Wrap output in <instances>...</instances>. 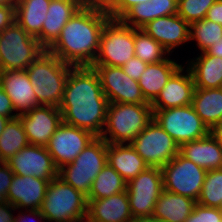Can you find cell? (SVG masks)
Returning <instances> with one entry per match:
<instances>
[{
	"mask_svg": "<svg viewBox=\"0 0 222 222\" xmlns=\"http://www.w3.org/2000/svg\"><path fill=\"white\" fill-rule=\"evenodd\" d=\"M185 222H222V213L219 208L206 207L196 203Z\"/></svg>",
	"mask_w": 222,
	"mask_h": 222,
	"instance_id": "cell-37",
	"label": "cell"
},
{
	"mask_svg": "<svg viewBox=\"0 0 222 222\" xmlns=\"http://www.w3.org/2000/svg\"><path fill=\"white\" fill-rule=\"evenodd\" d=\"M161 171L164 190L198 201L207 170L178 153Z\"/></svg>",
	"mask_w": 222,
	"mask_h": 222,
	"instance_id": "cell-10",
	"label": "cell"
},
{
	"mask_svg": "<svg viewBox=\"0 0 222 222\" xmlns=\"http://www.w3.org/2000/svg\"><path fill=\"white\" fill-rule=\"evenodd\" d=\"M107 163L127 183L149 167L131 144L107 143Z\"/></svg>",
	"mask_w": 222,
	"mask_h": 222,
	"instance_id": "cell-24",
	"label": "cell"
},
{
	"mask_svg": "<svg viewBox=\"0 0 222 222\" xmlns=\"http://www.w3.org/2000/svg\"><path fill=\"white\" fill-rule=\"evenodd\" d=\"M51 0H17L15 19L28 34L37 37L42 31Z\"/></svg>",
	"mask_w": 222,
	"mask_h": 222,
	"instance_id": "cell-30",
	"label": "cell"
},
{
	"mask_svg": "<svg viewBox=\"0 0 222 222\" xmlns=\"http://www.w3.org/2000/svg\"><path fill=\"white\" fill-rule=\"evenodd\" d=\"M147 1L150 0H112L107 6L106 11L110 18L120 19L131 7Z\"/></svg>",
	"mask_w": 222,
	"mask_h": 222,
	"instance_id": "cell-38",
	"label": "cell"
},
{
	"mask_svg": "<svg viewBox=\"0 0 222 222\" xmlns=\"http://www.w3.org/2000/svg\"><path fill=\"white\" fill-rule=\"evenodd\" d=\"M182 66L170 59V56L157 63H150L142 73L138 83L143 97L148 103H152L159 95L170 77Z\"/></svg>",
	"mask_w": 222,
	"mask_h": 222,
	"instance_id": "cell-25",
	"label": "cell"
},
{
	"mask_svg": "<svg viewBox=\"0 0 222 222\" xmlns=\"http://www.w3.org/2000/svg\"><path fill=\"white\" fill-rule=\"evenodd\" d=\"M14 173L6 162H0V204L7 201V194L12 182Z\"/></svg>",
	"mask_w": 222,
	"mask_h": 222,
	"instance_id": "cell-39",
	"label": "cell"
},
{
	"mask_svg": "<svg viewBox=\"0 0 222 222\" xmlns=\"http://www.w3.org/2000/svg\"><path fill=\"white\" fill-rule=\"evenodd\" d=\"M135 56L148 64L166 60L169 52L144 30L134 28Z\"/></svg>",
	"mask_w": 222,
	"mask_h": 222,
	"instance_id": "cell-33",
	"label": "cell"
},
{
	"mask_svg": "<svg viewBox=\"0 0 222 222\" xmlns=\"http://www.w3.org/2000/svg\"><path fill=\"white\" fill-rule=\"evenodd\" d=\"M178 14V0H150L131 7L120 19L127 25L141 29L149 21Z\"/></svg>",
	"mask_w": 222,
	"mask_h": 222,
	"instance_id": "cell-26",
	"label": "cell"
},
{
	"mask_svg": "<svg viewBox=\"0 0 222 222\" xmlns=\"http://www.w3.org/2000/svg\"><path fill=\"white\" fill-rule=\"evenodd\" d=\"M147 65L148 63L143 62L141 59H138L136 56H134L128 62H126L121 68L132 79H134L135 81H139Z\"/></svg>",
	"mask_w": 222,
	"mask_h": 222,
	"instance_id": "cell-40",
	"label": "cell"
},
{
	"mask_svg": "<svg viewBox=\"0 0 222 222\" xmlns=\"http://www.w3.org/2000/svg\"><path fill=\"white\" fill-rule=\"evenodd\" d=\"M130 222H162L157 217L151 216H141V217H134Z\"/></svg>",
	"mask_w": 222,
	"mask_h": 222,
	"instance_id": "cell-49",
	"label": "cell"
},
{
	"mask_svg": "<svg viewBox=\"0 0 222 222\" xmlns=\"http://www.w3.org/2000/svg\"><path fill=\"white\" fill-rule=\"evenodd\" d=\"M46 49L18 23L0 31V72L26 70Z\"/></svg>",
	"mask_w": 222,
	"mask_h": 222,
	"instance_id": "cell-7",
	"label": "cell"
},
{
	"mask_svg": "<svg viewBox=\"0 0 222 222\" xmlns=\"http://www.w3.org/2000/svg\"><path fill=\"white\" fill-rule=\"evenodd\" d=\"M15 21V7L0 5V31L5 30Z\"/></svg>",
	"mask_w": 222,
	"mask_h": 222,
	"instance_id": "cell-42",
	"label": "cell"
},
{
	"mask_svg": "<svg viewBox=\"0 0 222 222\" xmlns=\"http://www.w3.org/2000/svg\"><path fill=\"white\" fill-rule=\"evenodd\" d=\"M205 18L222 25V0L215 1V3L208 9Z\"/></svg>",
	"mask_w": 222,
	"mask_h": 222,
	"instance_id": "cell-43",
	"label": "cell"
},
{
	"mask_svg": "<svg viewBox=\"0 0 222 222\" xmlns=\"http://www.w3.org/2000/svg\"><path fill=\"white\" fill-rule=\"evenodd\" d=\"M49 181L34 176L14 174L7 194V201L18 210L40 209Z\"/></svg>",
	"mask_w": 222,
	"mask_h": 222,
	"instance_id": "cell-19",
	"label": "cell"
},
{
	"mask_svg": "<svg viewBox=\"0 0 222 222\" xmlns=\"http://www.w3.org/2000/svg\"><path fill=\"white\" fill-rule=\"evenodd\" d=\"M161 44L169 54L173 49L190 41V24L178 14L159 17L141 28Z\"/></svg>",
	"mask_w": 222,
	"mask_h": 222,
	"instance_id": "cell-18",
	"label": "cell"
},
{
	"mask_svg": "<svg viewBox=\"0 0 222 222\" xmlns=\"http://www.w3.org/2000/svg\"><path fill=\"white\" fill-rule=\"evenodd\" d=\"M83 6H97L107 8L112 0H79Z\"/></svg>",
	"mask_w": 222,
	"mask_h": 222,
	"instance_id": "cell-47",
	"label": "cell"
},
{
	"mask_svg": "<svg viewBox=\"0 0 222 222\" xmlns=\"http://www.w3.org/2000/svg\"><path fill=\"white\" fill-rule=\"evenodd\" d=\"M91 67L97 72L102 91L109 103L150 104L143 97L138 81L127 75L121 67Z\"/></svg>",
	"mask_w": 222,
	"mask_h": 222,
	"instance_id": "cell-13",
	"label": "cell"
},
{
	"mask_svg": "<svg viewBox=\"0 0 222 222\" xmlns=\"http://www.w3.org/2000/svg\"><path fill=\"white\" fill-rule=\"evenodd\" d=\"M161 168L148 167L127 183L126 192L132 217L151 216L163 192Z\"/></svg>",
	"mask_w": 222,
	"mask_h": 222,
	"instance_id": "cell-12",
	"label": "cell"
},
{
	"mask_svg": "<svg viewBox=\"0 0 222 222\" xmlns=\"http://www.w3.org/2000/svg\"><path fill=\"white\" fill-rule=\"evenodd\" d=\"M218 208H219V211L222 213V201H221V204Z\"/></svg>",
	"mask_w": 222,
	"mask_h": 222,
	"instance_id": "cell-52",
	"label": "cell"
},
{
	"mask_svg": "<svg viewBox=\"0 0 222 222\" xmlns=\"http://www.w3.org/2000/svg\"><path fill=\"white\" fill-rule=\"evenodd\" d=\"M208 55L222 58V38L204 51Z\"/></svg>",
	"mask_w": 222,
	"mask_h": 222,
	"instance_id": "cell-46",
	"label": "cell"
},
{
	"mask_svg": "<svg viewBox=\"0 0 222 222\" xmlns=\"http://www.w3.org/2000/svg\"><path fill=\"white\" fill-rule=\"evenodd\" d=\"M109 18L106 8L82 6L47 50L74 67L92 66L98 53L101 33Z\"/></svg>",
	"mask_w": 222,
	"mask_h": 222,
	"instance_id": "cell-2",
	"label": "cell"
},
{
	"mask_svg": "<svg viewBox=\"0 0 222 222\" xmlns=\"http://www.w3.org/2000/svg\"><path fill=\"white\" fill-rule=\"evenodd\" d=\"M222 38V25L206 18L190 24V41H197L200 52H204Z\"/></svg>",
	"mask_w": 222,
	"mask_h": 222,
	"instance_id": "cell-34",
	"label": "cell"
},
{
	"mask_svg": "<svg viewBox=\"0 0 222 222\" xmlns=\"http://www.w3.org/2000/svg\"><path fill=\"white\" fill-rule=\"evenodd\" d=\"M82 6L79 0H51L42 31L36 37L46 50L57 40L65 24Z\"/></svg>",
	"mask_w": 222,
	"mask_h": 222,
	"instance_id": "cell-21",
	"label": "cell"
},
{
	"mask_svg": "<svg viewBox=\"0 0 222 222\" xmlns=\"http://www.w3.org/2000/svg\"><path fill=\"white\" fill-rule=\"evenodd\" d=\"M216 0H178V15L189 24L205 18Z\"/></svg>",
	"mask_w": 222,
	"mask_h": 222,
	"instance_id": "cell-36",
	"label": "cell"
},
{
	"mask_svg": "<svg viewBox=\"0 0 222 222\" xmlns=\"http://www.w3.org/2000/svg\"><path fill=\"white\" fill-rule=\"evenodd\" d=\"M87 197L58 176L49 182L40 212L49 222H85Z\"/></svg>",
	"mask_w": 222,
	"mask_h": 222,
	"instance_id": "cell-5",
	"label": "cell"
},
{
	"mask_svg": "<svg viewBox=\"0 0 222 222\" xmlns=\"http://www.w3.org/2000/svg\"><path fill=\"white\" fill-rule=\"evenodd\" d=\"M109 101L97 72L91 66L73 67L66 79L59 110L62 122L88 130L100 137Z\"/></svg>",
	"mask_w": 222,
	"mask_h": 222,
	"instance_id": "cell-1",
	"label": "cell"
},
{
	"mask_svg": "<svg viewBox=\"0 0 222 222\" xmlns=\"http://www.w3.org/2000/svg\"><path fill=\"white\" fill-rule=\"evenodd\" d=\"M10 119L0 115V135L3 132L5 125L8 123Z\"/></svg>",
	"mask_w": 222,
	"mask_h": 222,
	"instance_id": "cell-50",
	"label": "cell"
},
{
	"mask_svg": "<svg viewBox=\"0 0 222 222\" xmlns=\"http://www.w3.org/2000/svg\"><path fill=\"white\" fill-rule=\"evenodd\" d=\"M182 65L168 80L156 99L151 103L152 110L189 106L195 89L193 75ZM184 69L185 72H184Z\"/></svg>",
	"mask_w": 222,
	"mask_h": 222,
	"instance_id": "cell-17",
	"label": "cell"
},
{
	"mask_svg": "<svg viewBox=\"0 0 222 222\" xmlns=\"http://www.w3.org/2000/svg\"><path fill=\"white\" fill-rule=\"evenodd\" d=\"M127 189V182L108 163L93 181L87 199H103Z\"/></svg>",
	"mask_w": 222,
	"mask_h": 222,
	"instance_id": "cell-32",
	"label": "cell"
},
{
	"mask_svg": "<svg viewBox=\"0 0 222 222\" xmlns=\"http://www.w3.org/2000/svg\"><path fill=\"white\" fill-rule=\"evenodd\" d=\"M153 119L179 147L186 142L202 139L211 133L192 105L153 110Z\"/></svg>",
	"mask_w": 222,
	"mask_h": 222,
	"instance_id": "cell-9",
	"label": "cell"
},
{
	"mask_svg": "<svg viewBox=\"0 0 222 222\" xmlns=\"http://www.w3.org/2000/svg\"><path fill=\"white\" fill-rule=\"evenodd\" d=\"M130 144L149 167L157 168L168 164L180 148L154 119Z\"/></svg>",
	"mask_w": 222,
	"mask_h": 222,
	"instance_id": "cell-11",
	"label": "cell"
},
{
	"mask_svg": "<svg viewBox=\"0 0 222 222\" xmlns=\"http://www.w3.org/2000/svg\"><path fill=\"white\" fill-rule=\"evenodd\" d=\"M152 119L151 104L109 103L100 137L110 144H130Z\"/></svg>",
	"mask_w": 222,
	"mask_h": 222,
	"instance_id": "cell-4",
	"label": "cell"
},
{
	"mask_svg": "<svg viewBox=\"0 0 222 222\" xmlns=\"http://www.w3.org/2000/svg\"><path fill=\"white\" fill-rule=\"evenodd\" d=\"M191 105L201 120L212 130L222 121V87L195 88Z\"/></svg>",
	"mask_w": 222,
	"mask_h": 222,
	"instance_id": "cell-29",
	"label": "cell"
},
{
	"mask_svg": "<svg viewBox=\"0 0 222 222\" xmlns=\"http://www.w3.org/2000/svg\"><path fill=\"white\" fill-rule=\"evenodd\" d=\"M29 144L21 120H9L0 135V162H6Z\"/></svg>",
	"mask_w": 222,
	"mask_h": 222,
	"instance_id": "cell-31",
	"label": "cell"
},
{
	"mask_svg": "<svg viewBox=\"0 0 222 222\" xmlns=\"http://www.w3.org/2000/svg\"><path fill=\"white\" fill-rule=\"evenodd\" d=\"M134 56V28L121 19L109 18L101 33L93 65L122 67Z\"/></svg>",
	"mask_w": 222,
	"mask_h": 222,
	"instance_id": "cell-8",
	"label": "cell"
},
{
	"mask_svg": "<svg viewBox=\"0 0 222 222\" xmlns=\"http://www.w3.org/2000/svg\"><path fill=\"white\" fill-rule=\"evenodd\" d=\"M18 118L21 120L29 143L45 147L62 123L61 111L55 106L41 105L20 114Z\"/></svg>",
	"mask_w": 222,
	"mask_h": 222,
	"instance_id": "cell-16",
	"label": "cell"
},
{
	"mask_svg": "<svg viewBox=\"0 0 222 222\" xmlns=\"http://www.w3.org/2000/svg\"><path fill=\"white\" fill-rule=\"evenodd\" d=\"M13 112H15V109L12 105L11 99L0 85V115L12 120L19 116V113L13 114Z\"/></svg>",
	"mask_w": 222,
	"mask_h": 222,
	"instance_id": "cell-41",
	"label": "cell"
},
{
	"mask_svg": "<svg viewBox=\"0 0 222 222\" xmlns=\"http://www.w3.org/2000/svg\"><path fill=\"white\" fill-rule=\"evenodd\" d=\"M179 153L207 171L222 169V146L211 133L182 144Z\"/></svg>",
	"mask_w": 222,
	"mask_h": 222,
	"instance_id": "cell-23",
	"label": "cell"
},
{
	"mask_svg": "<svg viewBox=\"0 0 222 222\" xmlns=\"http://www.w3.org/2000/svg\"><path fill=\"white\" fill-rule=\"evenodd\" d=\"M96 137L88 130L62 122L46 145V149L60 169L72 163Z\"/></svg>",
	"mask_w": 222,
	"mask_h": 222,
	"instance_id": "cell-14",
	"label": "cell"
},
{
	"mask_svg": "<svg viewBox=\"0 0 222 222\" xmlns=\"http://www.w3.org/2000/svg\"><path fill=\"white\" fill-rule=\"evenodd\" d=\"M17 0H0L2 6H16Z\"/></svg>",
	"mask_w": 222,
	"mask_h": 222,
	"instance_id": "cell-51",
	"label": "cell"
},
{
	"mask_svg": "<svg viewBox=\"0 0 222 222\" xmlns=\"http://www.w3.org/2000/svg\"><path fill=\"white\" fill-rule=\"evenodd\" d=\"M190 69L195 88L212 89L222 87V58L201 52L186 63Z\"/></svg>",
	"mask_w": 222,
	"mask_h": 222,
	"instance_id": "cell-27",
	"label": "cell"
},
{
	"mask_svg": "<svg viewBox=\"0 0 222 222\" xmlns=\"http://www.w3.org/2000/svg\"><path fill=\"white\" fill-rule=\"evenodd\" d=\"M23 210H20V213H18L17 216H15V221L14 222H30L29 217L31 216L32 218L40 219L41 220H46L45 217L42 215L39 209L36 210H27L26 212H22ZM29 213V214H27Z\"/></svg>",
	"mask_w": 222,
	"mask_h": 222,
	"instance_id": "cell-45",
	"label": "cell"
},
{
	"mask_svg": "<svg viewBox=\"0 0 222 222\" xmlns=\"http://www.w3.org/2000/svg\"><path fill=\"white\" fill-rule=\"evenodd\" d=\"M222 201V169L207 171L197 203L218 208Z\"/></svg>",
	"mask_w": 222,
	"mask_h": 222,
	"instance_id": "cell-35",
	"label": "cell"
},
{
	"mask_svg": "<svg viewBox=\"0 0 222 222\" xmlns=\"http://www.w3.org/2000/svg\"><path fill=\"white\" fill-rule=\"evenodd\" d=\"M196 203L191 198L163 190L156 201L152 215L162 222H185Z\"/></svg>",
	"mask_w": 222,
	"mask_h": 222,
	"instance_id": "cell-28",
	"label": "cell"
},
{
	"mask_svg": "<svg viewBox=\"0 0 222 222\" xmlns=\"http://www.w3.org/2000/svg\"><path fill=\"white\" fill-rule=\"evenodd\" d=\"M0 85L11 99L15 111H20L19 115L41 106L26 70L0 72Z\"/></svg>",
	"mask_w": 222,
	"mask_h": 222,
	"instance_id": "cell-20",
	"label": "cell"
},
{
	"mask_svg": "<svg viewBox=\"0 0 222 222\" xmlns=\"http://www.w3.org/2000/svg\"><path fill=\"white\" fill-rule=\"evenodd\" d=\"M74 66L45 50L26 69L40 105L59 107L66 79Z\"/></svg>",
	"mask_w": 222,
	"mask_h": 222,
	"instance_id": "cell-3",
	"label": "cell"
},
{
	"mask_svg": "<svg viewBox=\"0 0 222 222\" xmlns=\"http://www.w3.org/2000/svg\"><path fill=\"white\" fill-rule=\"evenodd\" d=\"M211 134L222 146V121L211 130Z\"/></svg>",
	"mask_w": 222,
	"mask_h": 222,
	"instance_id": "cell-48",
	"label": "cell"
},
{
	"mask_svg": "<svg viewBox=\"0 0 222 222\" xmlns=\"http://www.w3.org/2000/svg\"><path fill=\"white\" fill-rule=\"evenodd\" d=\"M107 164V142L96 137L72 163L58 170V177L88 197L93 181Z\"/></svg>",
	"mask_w": 222,
	"mask_h": 222,
	"instance_id": "cell-6",
	"label": "cell"
},
{
	"mask_svg": "<svg viewBox=\"0 0 222 222\" xmlns=\"http://www.w3.org/2000/svg\"><path fill=\"white\" fill-rule=\"evenodd\" d=\"M19 176H34L51 181L58 176V168L45 146L29 144L6 161Z\"/></svg>",
	"mask_w": 222,
	"mask_h": 222,
	"instance_id": "cell-15",
	"label": "cell"
},
{
	"mask_svg": "<svg viewBox=\"0 0 222 222\" xmlns=\"http://www.w3.org/2000/svg\"><path fill=\"white\" fill-rule=\"evenodd\" d=\"M18 210L8 201L0 204V222H14L15 217L12 211Z\"/></svg>",
	"mask_w": 222,
	"mask_h": 222,
	"instance_id": "cell-44",
	"label": "cell"
},
{
	"mask_svg": "<svg viewBox=\"0 0 222 222\" xmlns=\"http://www.w3.org/2000/svg\"><path fill=\"white\" fill-rule=\"evenodd\" d=\"M85 222H130L132 212L126 191L103 199H87Z\"/></svg>",
	"mask_w": 222,
	"mask_h": 222,
	"instance_id": "cell-22",
	"label": "cell"
}]
</instances>
